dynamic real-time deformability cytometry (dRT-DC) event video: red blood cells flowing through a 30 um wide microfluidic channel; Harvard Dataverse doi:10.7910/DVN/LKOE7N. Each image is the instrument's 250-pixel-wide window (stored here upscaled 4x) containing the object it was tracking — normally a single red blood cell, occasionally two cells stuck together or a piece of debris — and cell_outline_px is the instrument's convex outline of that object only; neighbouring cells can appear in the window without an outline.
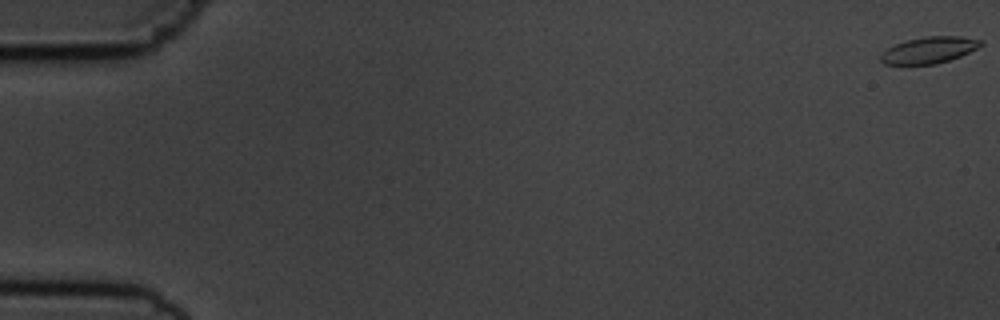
{"species": "common noctule bat (a hibernating species)", "species_latin": "Nyctalus noctula", "temperature_condition": "cold", "stored_images_in_passage": 4, "camera_frame_rate_fps": 3000, "um_per_image_px": 0.085, "animal": {"sex": "male", "body_mass_g": 19.5, "forearm_length_mm": 54.6}, "frame": {"image": 1, "passage_image": 1, "time_ms": 0.0, "image_size_px": [1000, 320], "cell_outline_px": [[984, 44], [960, 56], [936, 64], [884, 64], [880, 60], [880, 56], [888, 48], [896, 44], [908, 40], [928, 36], [964, 36], [984, 40]], "centroid_in_image_um": [79.02, 4.24], "position_along_channel_um": 6.0, "area_um2": 15.26}}